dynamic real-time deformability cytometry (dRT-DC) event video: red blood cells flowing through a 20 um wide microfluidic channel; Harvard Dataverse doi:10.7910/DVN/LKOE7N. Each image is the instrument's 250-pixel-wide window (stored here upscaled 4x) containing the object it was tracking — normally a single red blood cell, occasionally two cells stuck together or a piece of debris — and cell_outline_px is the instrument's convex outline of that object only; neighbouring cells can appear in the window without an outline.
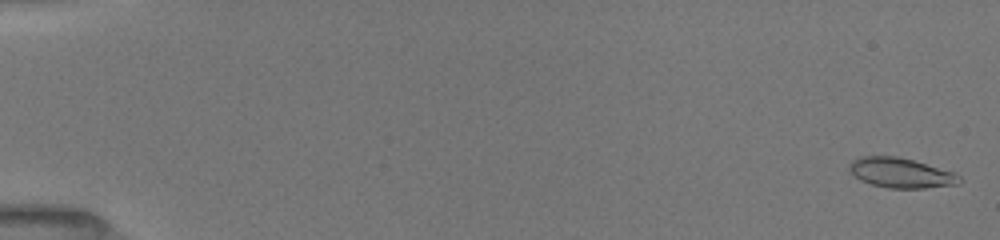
{"species": "common noctule bat (a hibernating species)", "species_latin": "Nyctalus noctula", "temperature_condition": "room temperature", "stored_images_in_passage": 53, "camera_frame_rate_fps": 3000, "um_per_image_px": 0.085, "animal": {"sex": "female", "body_mass_g": 19.5, "forearm_length_mm": 54.1}, "frame": {"image": 1, "passage_image": 2, "time_ms": 0.333, "image_size_px": [1000, 240], "cell_outline_px": [[964, 180], [960, 184], [924, 188], [888, 188], [872, 184], [860, 180], [848, 172], [848, 164], [852, 160], [860, 156], [896, 156], [912, 160], [952, 172], [960, 176]], "centroid_in_image_um": [76.53, 14.7], "position_along_channel_um": 8.5, "area_um2": 19.25}}
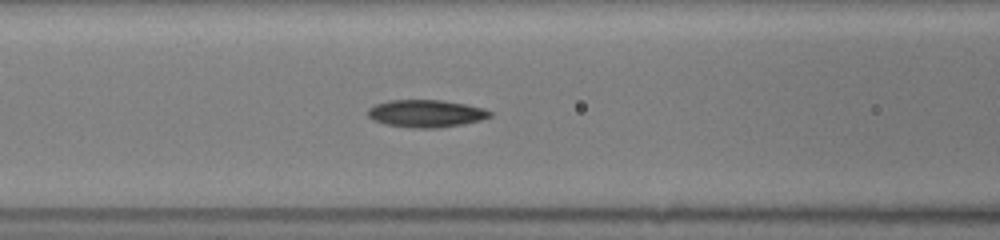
{"frame": {"image": 2, "passage_image": 24, "time_ms": 7.667, "image_size_px": [1000, 240], "cell_outline_px": [[492, 116], [480, 120], [464, 124], [440, 128], [412, 128], [384, 124], [372, 120], [368, 116], [368, 108], [376, 104], [388, 100], [444, 100], [484, 108], [492, 112]], "centroid_in_image_um": [36.21, 9.65], "position_along_channel_um": 130.4, "area_um2": 19.71}}
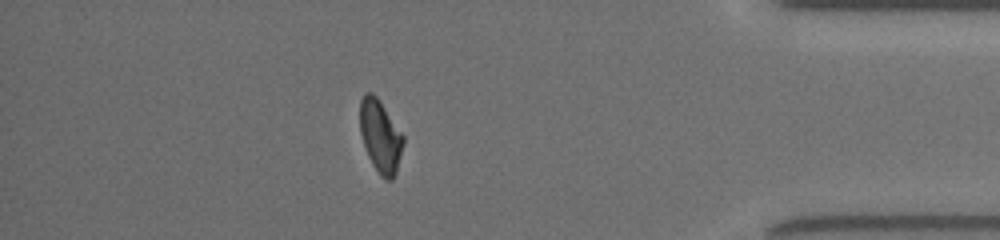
{"frame": {"image": 3, "passage_image": 47, "time_ms": 15.333, "image_size_px": [1000, 240], "cell_outline_px": [[404, 144], [396, 172], [392, 180], [384, 180], [380, 176], [372, 164], [368, 156], [360, 132], [360, 100], [364, 92], [372, 92], [376, 96], [404, 136]], "centroid_in_image_um": [32.33, 11.59], "position_along_channel_um": 402.9, "area_um2": 18.26}, "authors_computed_cell_mechanics": {"area_um2": 19.0162, "velocity_mm_per_s": 3.9849, "shape_relaxation_time_tau1_ms": 3.6325, "shape_relaxation_time_tau2_ms": 2.4442, "deformation_change_tau1": 0.1524, "deformation_change_tau2": 0.0815}}